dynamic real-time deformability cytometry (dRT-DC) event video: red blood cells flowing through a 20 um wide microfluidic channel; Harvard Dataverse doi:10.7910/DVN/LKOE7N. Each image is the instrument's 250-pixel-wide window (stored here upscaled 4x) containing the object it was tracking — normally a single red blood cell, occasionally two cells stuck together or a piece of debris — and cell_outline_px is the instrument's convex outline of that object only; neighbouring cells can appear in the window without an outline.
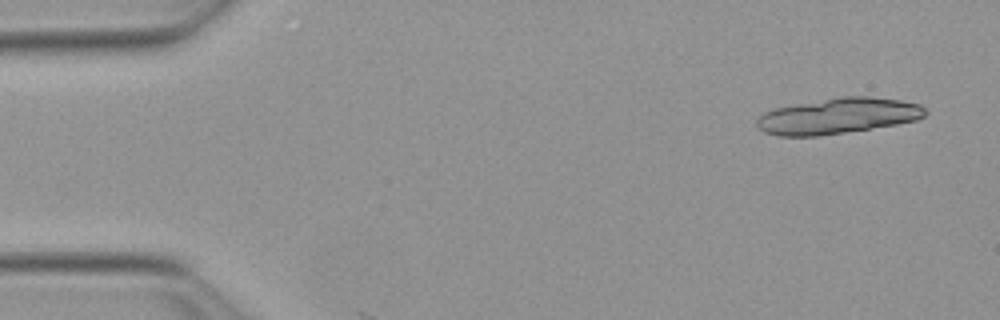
{"species": "Egyptian fruit bat (a non-hibernating species)", "species_latin": "Rousettus aegyptiacus", "temperature_condition": "warm", "stored_images_in_passage": 4, "camera_frame_rate_fps": 3000, "um_per_image_px": 0.085, "animal": {"sex": "female"}, "frame": {"image": 1, "passage_image": 2, "time_ms": 0.333, "image_size_px": [1000, 320], "cell_outline_px": [[928, 112], [924, 116], [916, 120], [896, 124], [820, 136], [776, 136], [764, 132], [756, 124], [756, 120], [764, 112], [776, 108], [840, 96], [872, 96], [900, 100], [920, 104]], "centroid_in_image_um": [71.23, 9.85], "position_along_channel_um": 13.8, "area_um2": 34.97}}